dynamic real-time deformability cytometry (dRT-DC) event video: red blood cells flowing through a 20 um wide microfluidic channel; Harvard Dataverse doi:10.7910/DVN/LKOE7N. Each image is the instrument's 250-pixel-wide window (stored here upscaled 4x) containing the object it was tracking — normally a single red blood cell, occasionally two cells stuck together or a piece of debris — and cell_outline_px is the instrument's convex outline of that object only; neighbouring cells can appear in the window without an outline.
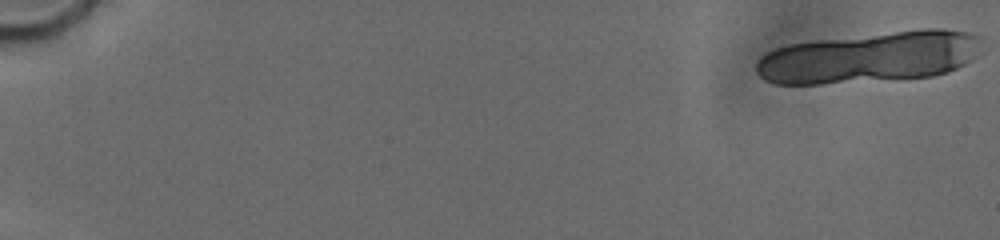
{"species": "human", "species_latin": "Homo sapiens", "temperature_condition": "cold", "stored_images_in_passage": 22, "camera_frame_rate_fps": 3000, "um_per_image_px": 0.085, "donor": {"sex": "male"}, "frame": {"image": 1, "passage_image": 1, "time_ms": 0.0, "image_size_px": [1000, 240], "cell_outline_px": [[980, 36], [968, 60], [964, 64], [948, 72], [932, 76], [820, 84], [772, 84], [764, 80], [756, 72], [756, 60], [760, 56], [776, 48], [788, 44], [816, 40], [924, 28], [944, 28], [968, 32]], "centroid_in_image_um": [73.8, 4.86], "position_along_channel_um": 11.2, "area_um2": 66.47}}